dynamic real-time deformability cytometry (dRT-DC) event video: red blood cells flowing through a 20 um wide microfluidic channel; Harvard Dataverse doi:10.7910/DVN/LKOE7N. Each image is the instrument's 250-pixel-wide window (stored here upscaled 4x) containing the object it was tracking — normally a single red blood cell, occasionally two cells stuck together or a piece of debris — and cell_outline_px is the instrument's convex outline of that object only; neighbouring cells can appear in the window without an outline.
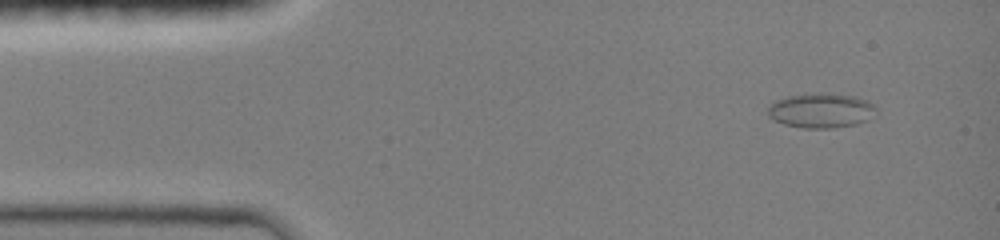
{"species": "common noctule bat (a hibernating species)", "species_latin": "Nyctalus noctula", "temperature_condition": "room temperature", "stored_images_in_passage": 15, "camera_frame_rate_fps": 3000, "um_per_image_px": 0.085, "animal": {"sex": "female", "body_mass_g": 19.0, "forearm_length_mm": 51.5}, "frame": {"image": 1, "passage_image": 2, "time_ms": 0.667, "image_size_px": [1000, 240], "cell_outline_px": [[876, 108], [868, 120], [856, 124], [832, 128], [804, 128], [784, 124], [768, 116], [768, 108], [772, 100], [788, 96], [820, 92], [828, 92], [856, 96], [868, 100]], "centroid_in_image_um": [69.77, 9.37], "position_along_channel_um": 15.2, "area_um2": 22.08}}
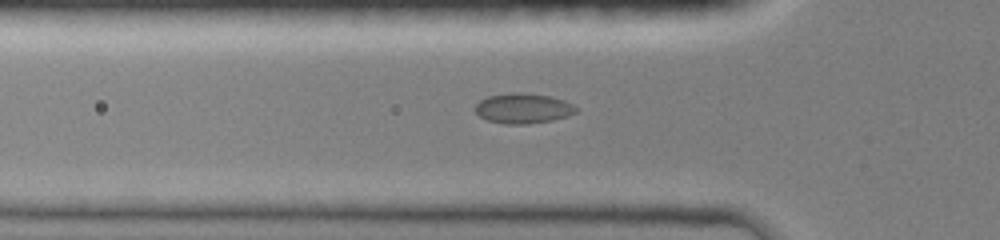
{"frame": {"image": 2, "passage_image": 11, "time_ms": 4.333, "image_size_px": [1000, 240], "cell_outline_px": [[576, 112], [552, 120], [524, 124], [504, 124], [488, 120], [480, 116], [476, 112], [476, 104], [480, 100], [488, 96], [512, 92], [524, 92], [548, 96], [564, 100], [572, 104], [576, 108]], "centroid_in_image_um": [44.43, 9.2], "position_along_channel_um": 81.4, "area_um2": 17.46}}
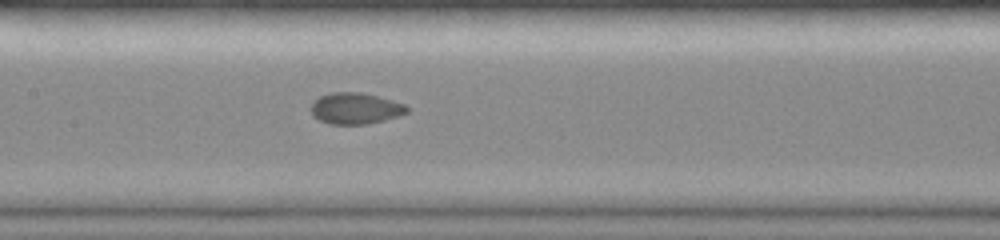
{"frame": {"image": 3, "passage_image": 15, "time_ms": 6.667, "image_size_px": [1000, 240], "cell_outline_px": [[408, 112], [384, 120], [364, 124], [328, 124], [312, 116], [312, 100], [320, 96], [332, 92], [360, 92], [376, 96], [404, 104], [408, 108]], "centroid_in_image_um": [30.16, 9.21], "position_along_channel_um": 177.2, "area_um2": 17.28}}